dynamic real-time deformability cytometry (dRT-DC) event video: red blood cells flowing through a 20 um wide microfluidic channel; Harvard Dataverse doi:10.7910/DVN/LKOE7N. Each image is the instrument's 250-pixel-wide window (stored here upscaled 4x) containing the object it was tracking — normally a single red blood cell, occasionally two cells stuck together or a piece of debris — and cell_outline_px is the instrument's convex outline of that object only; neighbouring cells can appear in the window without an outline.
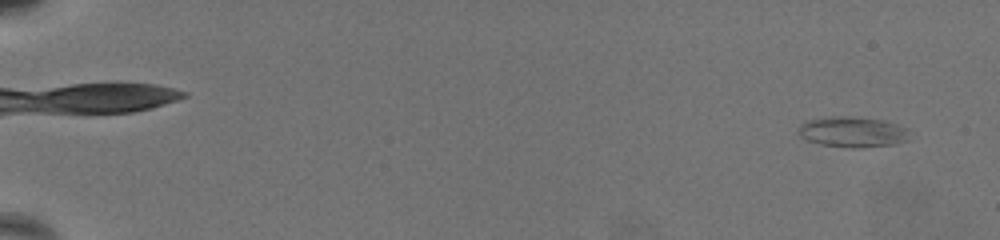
{"species": "common noctule bat (a hibernating species)", "species_latin": "Nyctalus noctula", "temperature_condition": "warm", "stored_images_in_passage": 68, "camera_frame_rate_fps": 3000, "um_per_image_px": 0.085, "animal": {"sex": "female", "body_mass_g": 19.5, "forearm_length_mm": 54.1}, "frame": {"image": 1, "passage_image": 4, "time_ms": 1.0, "image_size_px": [1000, 240], "cell_outline_px": [[916, 132], [908, 140], [892, 144], [860, 148], [852, 148], [820, 144], [804, 140], [800, 136], [800, 124], [804, 120], [832, 116], [848, 116], [888, 120], [908, 128]], "centroid_in_image_um": [72.55, 11.2], "position_along_channel_um": 12.4, "area_um2": 20.4}}
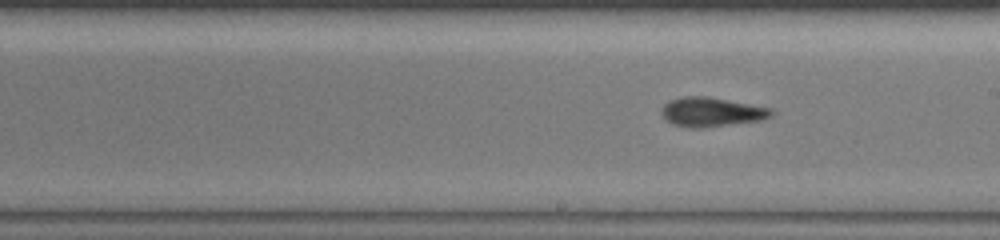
{"frame": {"image": 2, "passage_image": 42, "time_ms": 13.667, "image_size_px": [1000, 240], "cell_outline_px": [[776, 112], [772, 116], [760, 120], [700, 128], [688, 128], [672, 124], [664, 120], [660, 112], [660, 108], [668, 100], [684, 96], [708, 96], [772, 108]], "centroid_in_image_um": [60.43, 9.51], "position_along_channel_um": 228.6, "area_um2": 19.02}}
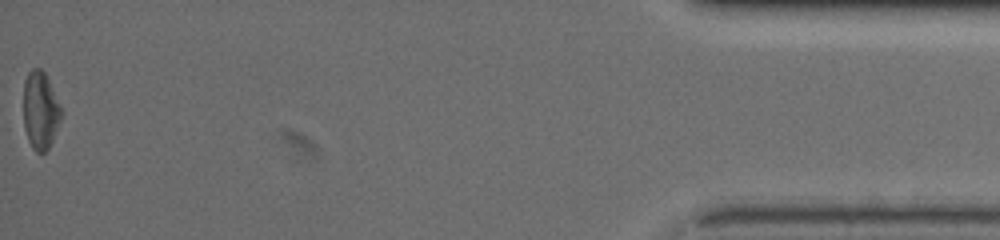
{"frame": {"image": 3, "passage_image": 68, "time_ms": 22.333, "image_size_px": [1000, 240], "cell_outline_px": [[64, 112], [52, 140], [48, 148], [44, 152], [36, 152], [32, 148], [28, 140], [24, 128], [24, 80], [28, 72], [32, 68], [40, 68], [44, 72]], "centroid_in_image_um": [3.44, 9.38], "position_along_channel_um": 431.8, "area_um2": 17.11}, "authors_computed_cell_mechanics": {"area_um2": 17.918, "velocity_mm_per_s": 3.2647, "shape_relaxation_time_tau1_ms": 6.3722, "shape_relaxation_time_tau2_ms": 4.66, "deformation_change_tau1": 0.1522, "deformation_change_tau2": 0.1327}}